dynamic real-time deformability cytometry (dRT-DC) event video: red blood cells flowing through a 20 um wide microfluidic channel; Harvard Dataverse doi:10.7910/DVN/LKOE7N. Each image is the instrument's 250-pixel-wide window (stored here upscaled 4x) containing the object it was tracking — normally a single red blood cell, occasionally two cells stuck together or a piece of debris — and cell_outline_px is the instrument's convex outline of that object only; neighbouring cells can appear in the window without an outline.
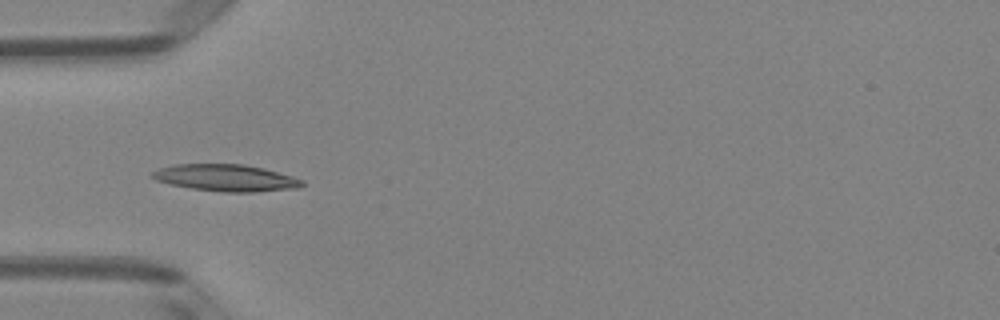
{"species": "Egyptian fruit bat (a non-hibernating species)", "species_latin": "Rousettus aegyptiacus", "temperature_condition": "room temperature", "stored_images_in_passage": 7, "camera_frame_rate_fps": 3000, "um_per_image_px": 0.085, "animal": {"sex": "female"}, "frame": {"image": 1, "passage_image": 5, "time_ms": 1.333, "image_size_px": [1000, 320], "cell_outline_px": [[304, 184], [296, 188], [252, 192], [224, 192], [192, 188], [168, 184], [156, 180], [152, 176], [152, 172], [160, 168], [172, 164], [244, 164], [264, 168], [292, 176], [304, 180]], "centroid_in_image_um": [19.2, 15.11], "position_along_channel_um": 65.8, "area_um2": 23.35}}
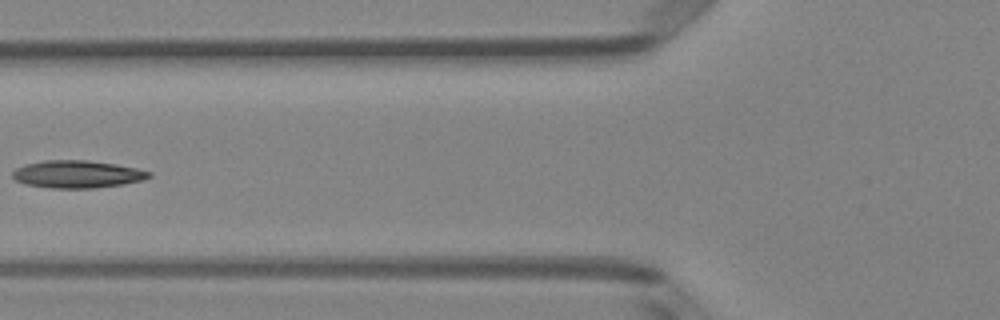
{"frame": {"image": 2, "passage_image": 6, "time_ms": 1.667, "image_size_px": [1000, 320], "cell_outline_px": [[152, 176], [144, 180], [120, 184], [92, 188], [52, 188], [28, 184], [16, 180], [12, 176], [12, 172], [16, 168], [24, 164], [44, 160], [88, 160], [116, 164], [136, 168], [152, 172]], "centroid_in_image_um": [6.57, 14.79], "position_along_channel_um": 119.2, "area_um2": 21.79}}
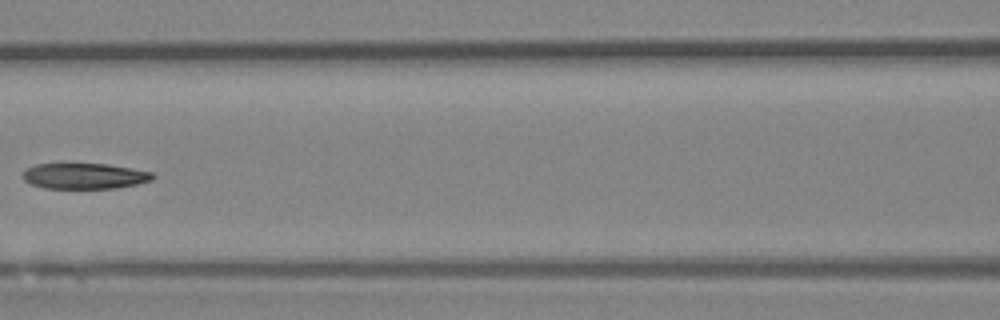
{"frame": {"image": 3, "passage_image": 7, "time_ms": 2.0, "image_size_px": [1000, 320], "cell_outline_px": [[156, 176], [152, 180], [136, 184], [116, 188], [44, 188], [32, 184], [24, 180], [24, 172], [28, 168], [36, 164], [108, 164], [132, 168], [152, 172]], "centroid_in_image_um": [7.23, 14.96], "position_along_channel_um": 159.4, "area_um2": 19.31}}